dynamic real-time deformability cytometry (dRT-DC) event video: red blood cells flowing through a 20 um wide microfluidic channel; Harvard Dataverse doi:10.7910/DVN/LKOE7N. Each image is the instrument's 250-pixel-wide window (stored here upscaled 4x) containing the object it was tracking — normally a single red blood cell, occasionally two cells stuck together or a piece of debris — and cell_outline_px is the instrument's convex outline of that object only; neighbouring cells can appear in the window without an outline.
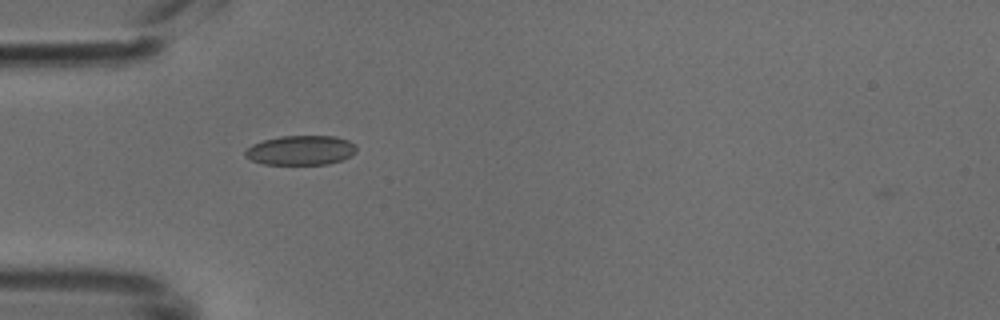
{"species": "common noctule bat (a hibernating species)", "species_latin": "Nyctalus noctula", "temperature_condition": "cold", "stored_images_in_passage": 4, "camera_frame_rate_fps": 3000, "um_per_image_px": 0.085, "animal": {"sex": "male", "body_mass_g": 18.8}, "frame": {"image": 1, "passage_image": 3, "time_ms": 0.667, "image_size_px": [1000, 320], "cell_outline_px": [[356, 152], [352, 156], [328, 164], [264, 164], [252, 160], [244, 156], [244, 152], [252, 144], [264, 140], [280, 136], [336, 136], [348, 140], [356, 144]], "centroid_in_image_um": [25.59, 12.77], "position_along_channel_um": 59.4, "area_um2": 19.19}}